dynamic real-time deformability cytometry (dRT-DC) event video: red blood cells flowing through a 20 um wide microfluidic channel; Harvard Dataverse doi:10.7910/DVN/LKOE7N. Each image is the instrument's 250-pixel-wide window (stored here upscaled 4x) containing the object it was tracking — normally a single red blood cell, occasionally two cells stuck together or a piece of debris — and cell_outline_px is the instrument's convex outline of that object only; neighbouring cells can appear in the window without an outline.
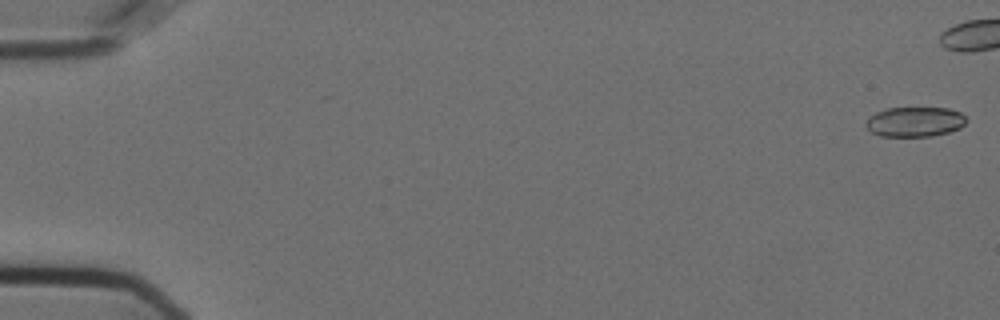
{"species": "Egyptian fruit bat (a non-hibernating species)", "species_latin": "Rousettus aegyptiacus", "temperature_condition": "cold", "stored_images_in_passage": 10, "camera_frame_rate_fps": 3000, "um_per_image_px": 0.085, "animal": {"sex": "female"}, "frame": {"image": 1, "passage_image": 1, "time_ms": 0.0, "image_size_px": [1000, 320], "cell_outline_px": [[968, 120], [960, 128], [948, 132], [932, 136], [880, 136], [872, 132], [864, 124], [868, 116], [876, 112], [888, 108], [948, 108], [960, 112]], "centroid_in_image_um": [77.75, 10.35], "position_along_channel_um": 7.3, "area_um2": 17.51}}